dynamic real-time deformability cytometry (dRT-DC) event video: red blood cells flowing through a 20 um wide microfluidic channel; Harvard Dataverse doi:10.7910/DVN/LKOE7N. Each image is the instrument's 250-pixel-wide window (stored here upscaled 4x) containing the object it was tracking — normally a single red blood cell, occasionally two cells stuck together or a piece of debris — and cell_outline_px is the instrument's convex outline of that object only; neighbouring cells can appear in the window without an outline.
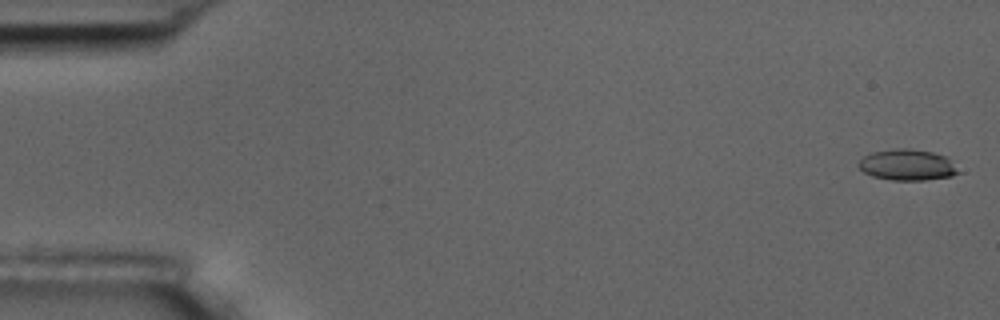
{"species": "common noctule bat (a hibernating species)", "species_latin": "Nyctalus noctula", "temperature_condition": "room temperature", "stored_images_in_passage": 6, "camera_frame_rate_fps": 3000, "um_per_image_px": 0.085, "animal": {"sex": "male", "body_mass_g": 17.5, "forearm_length_mm": 52.3}, "frame": {"image": 1, "passage_image": 1, "time_ms": 0.0, "image_size_px": [1000, 320], "cell_outline_px": [[964, 172], [952, 176], [924, 180], [892, 180], [872, 176], [864, 172], [860, 168], [860, 160], [864, 156], [872, 152], [896, 148], [908, 148], [932, 152], [944, 156]], "centroid_in_image_um": [77.17, 14.02], "position_along_channel_um": 7.8, "area_um2": 18.03}}
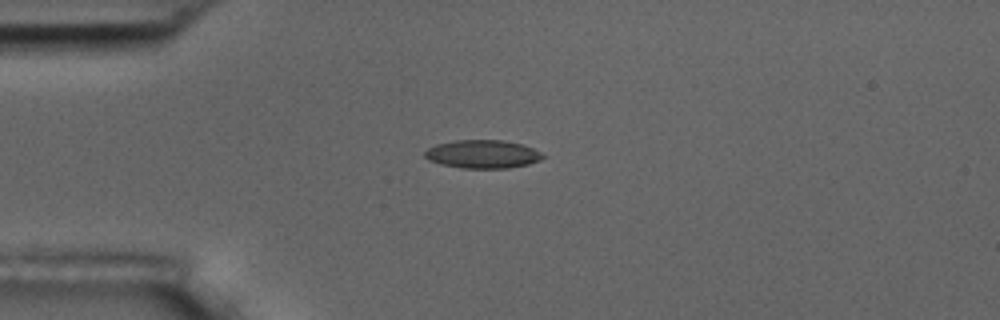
{"frame": {"image": 2, "passage_image": 4, "time_ms": 4.333, "image_size_px": [1000, 320], "cell_outline_px": [[544, 156], [540, 160], [528, 164], [508, 168], [460, 168], [440, 164], [428, 160], [424, 156], [424, 152], [428, 148], [436, 144], [456, 140], [504, 140], [520, 144], [532, 148], [540, 152]], "centroid_in_image_um": [40.98, 13.1], "position_along_channel_um": 44.0, "area_um2": 19.42}}